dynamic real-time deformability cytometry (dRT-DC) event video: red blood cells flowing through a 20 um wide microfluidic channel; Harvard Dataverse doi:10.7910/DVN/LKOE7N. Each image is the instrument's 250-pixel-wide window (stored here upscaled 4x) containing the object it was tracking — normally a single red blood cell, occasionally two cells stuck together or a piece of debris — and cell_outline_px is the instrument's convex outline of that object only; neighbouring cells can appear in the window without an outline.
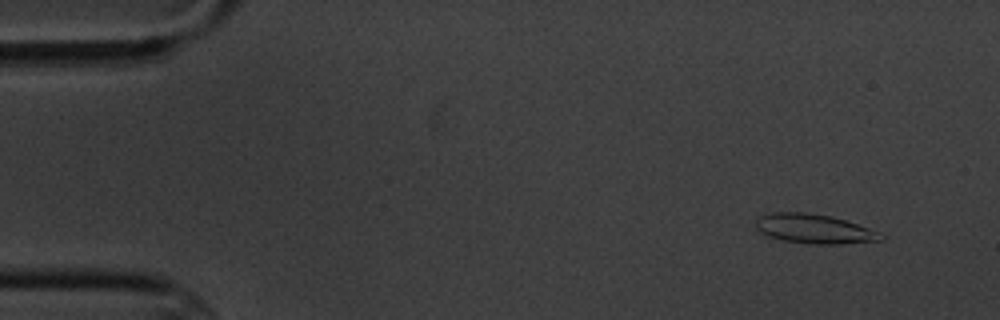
{"species": "common noctule bat (a hibernating species)", "species_latin": "Nyctalus noctula", "temperature_condition": "cold", "stored_images_in_passage": 5, "camera_frame_rate_fps": 3000, "um_per_image_px": 0.085, "animal": {"sex": "male", "body_mass_g": 20.1, "forearm_length_mm": 53.5}, "frame": {"image": 1, "passage_image": 2, "time_ms": 1.0, "image_size_px": [1000, 320], "cell_outline_px": [[884, 240], [840, 244], [812, 244], [784, 240], [768, 236], [760, 232], [756, 228], [756, 220], [760, 216], [772, 212], [804, 212], [832, 216], [880, 232], [884, 236]], "centroid_in_image_um": [69.21, 19.45], "position_along_channel_um": 15.8, "area_um2": 21.33}}